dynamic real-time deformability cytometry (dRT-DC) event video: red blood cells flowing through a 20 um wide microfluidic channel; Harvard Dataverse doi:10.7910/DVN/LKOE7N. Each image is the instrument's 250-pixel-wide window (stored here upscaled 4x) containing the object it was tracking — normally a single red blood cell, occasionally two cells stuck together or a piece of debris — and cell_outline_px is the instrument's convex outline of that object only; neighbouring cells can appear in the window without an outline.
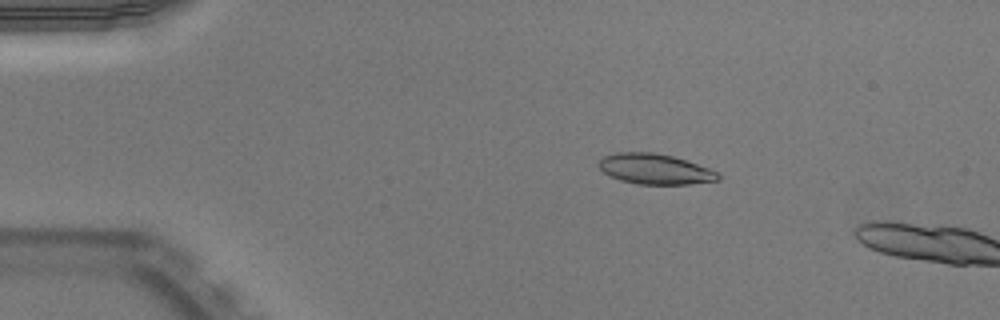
{"species": "Egyptian fruit bat (a non-hibernating species)", "species_latin": "Rousettus aegyptiacus", "temperature_condition": "warm", "stored_images_in_passage": 4, "camera_frame_rate_fps": 3000, "um_per_image_px": 0.085, "animal": {"sex": "male"}, "frame": {"image": 1, "passage_image": 1, "time_ms": 0.0, "image_size_px": [1000, 320], "cell_outline_px": [[720, 180], [688, 184], [636, 184], [620, 180], [608, 176], [596, 164], [604, 156], [616, 152], [656, 152], [672, 156], [708, 168], [716, 172], [720, 176]], "centroid_in_image_um": [55.62, 14.37], "position_along_channel_um": 29.4, "area_um2": 21.1}}